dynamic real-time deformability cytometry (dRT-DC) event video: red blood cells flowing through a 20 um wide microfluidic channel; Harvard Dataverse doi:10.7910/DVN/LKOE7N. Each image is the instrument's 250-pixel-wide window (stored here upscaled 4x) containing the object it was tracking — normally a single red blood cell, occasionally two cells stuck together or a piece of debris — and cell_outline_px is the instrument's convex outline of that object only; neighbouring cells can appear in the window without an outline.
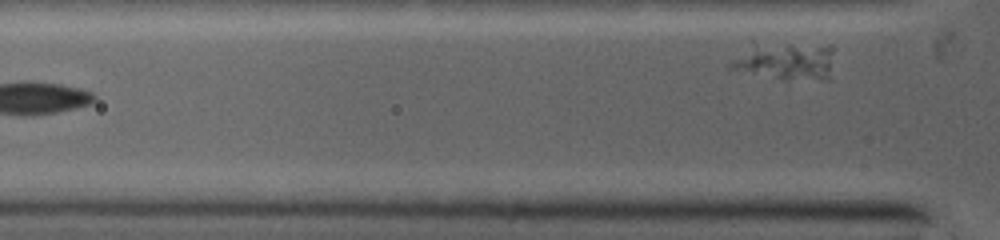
{"species": "common noctule bat (a hibernating species)", "species_latin": "Nyctalus noctula", "temperature_condition": "warm", "stored_images_in_passage": 4, "segment_of_instrument_passage": [2, 2], "camera_frame_rate_fps": 5000, "um_per_image_px": 0.085, "animal": {"sex": "female", "body_mass_g": 19.0, "forearm_length_mm": 53.3}, "frame": {"image": 1, "passage_image": 4, "time_ms": 1.8, "image_size_px": [1000, 240], "cell_outline_px": [[832, 80], [828, 80], [776, 76], [728, 68], [728, 64], [732, 60], [756, 48], [828, 44], [832, 44]], "centroid_in_image_um": [67.02, 5.24], "position_along_channel_um": 58.8, "area_um2": 20.23}}